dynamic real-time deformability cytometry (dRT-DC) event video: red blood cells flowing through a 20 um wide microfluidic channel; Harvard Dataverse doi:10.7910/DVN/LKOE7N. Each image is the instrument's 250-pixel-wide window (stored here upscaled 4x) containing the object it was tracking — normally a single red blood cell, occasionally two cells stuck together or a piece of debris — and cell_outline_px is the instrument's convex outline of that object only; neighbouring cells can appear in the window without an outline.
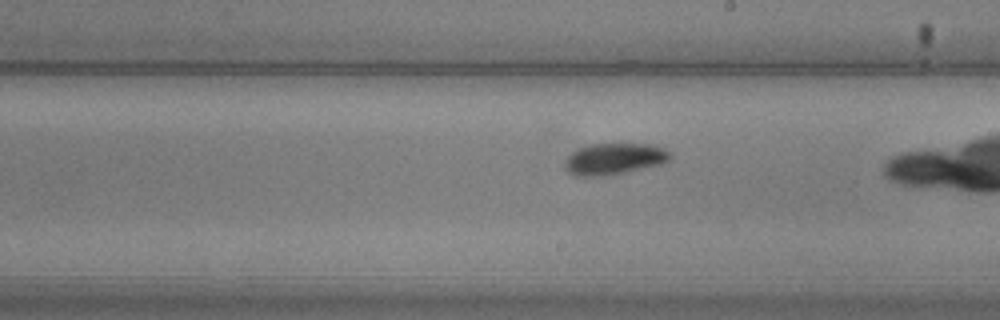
{"species": "common noctule bat (a hibernating species)", "species_latin": "Nyctalus noctula", "temperature_condition": "warm", "stored_images_in_passage": 38, "camera_frame_rate_fps": 3000, "um_per_image_px": 0.085, "animal": {"sex": "male", "body_mass_g": 20.5, "forearm_length_mm": 52.5}, "frame": {"image": 1, "passage_image": 27, "time_ms": 8.667, "image_size_px": [1000, 320], "cell_outline_px": [[672, 156], [664, 164], [604, 176], [576, 176], [568, 172], [564, 164], [568, 156], [572, 152], [588, 144], [652, 144], [664, 148], [672, 152]], "centroid_in_image_um": [52.25, 13.5], "position_along_channel_um": 236.8, "area_um2": 19.36}}